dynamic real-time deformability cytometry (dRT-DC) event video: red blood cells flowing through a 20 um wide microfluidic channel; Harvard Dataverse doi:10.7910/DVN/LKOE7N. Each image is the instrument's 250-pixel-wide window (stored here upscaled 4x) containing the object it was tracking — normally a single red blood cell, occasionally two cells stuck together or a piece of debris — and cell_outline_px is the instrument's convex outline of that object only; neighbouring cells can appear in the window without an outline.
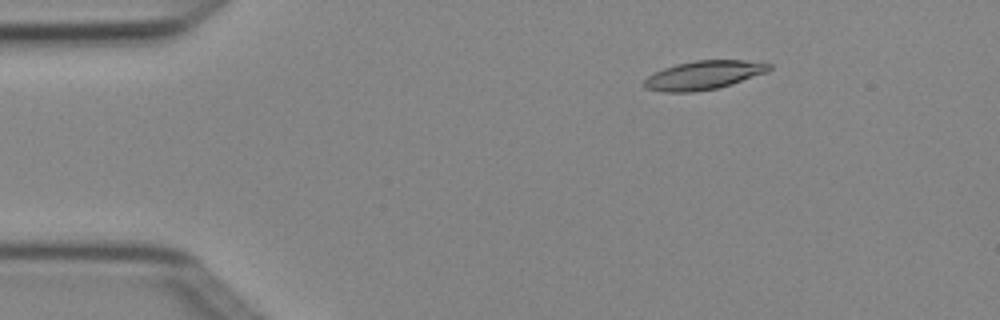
{"species": "Egyptian fruit bat (a non-hibernating species)", "species_latin": "Rousettus aegyptiacus", "temperature_condition": "cold", "stored_images_in_passage": 4, "camera_frame_rate_fps": 3000, "um_per_image_px": 0.085, "animal": {"sex": "female"}, "frame": {"image": 1, "passage_image": 3, "time_ms": 0.667, "image_size_px": [1000, 320], "cell_outline_px": [[772, 68], [768, 72], [732, 84], [716, 88], [696, 92], [664, 92], [644, 88], [640, 84], [648, 76], [664, 68], [676, 64], [696, 60], [744, 60], [772, 64]], "centroid_in_image_um": [59.8, 6.39], "position_along_channel_um": 25.2, "area_um2": 21.04}}